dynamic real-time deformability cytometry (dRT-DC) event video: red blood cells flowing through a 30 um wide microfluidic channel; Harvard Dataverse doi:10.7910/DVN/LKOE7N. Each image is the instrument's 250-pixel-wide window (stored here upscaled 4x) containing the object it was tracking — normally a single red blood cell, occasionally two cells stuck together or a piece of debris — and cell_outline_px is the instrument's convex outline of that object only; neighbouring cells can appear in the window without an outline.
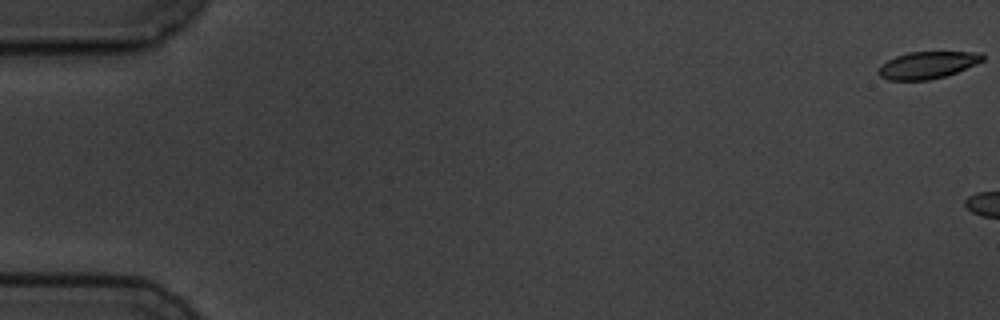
{"species": "common noctule bat (a hibernating species)", "species_latin": "Nyctalus noctula", "temperature_condition": "cold", "stored_images_in_passage": 7, "camera_frame_rate_fps": 3000, "um_per_image_px": 0.085, "animal": {"sex": "male", "body_mass_g": 19.5, "forearm_length_mm": 54.6}, "frame": {"image": 1, "passage_image": 1, "time_ms": 0.0, "image_size_px": [1000, 320], "cell_outline_px": [[984, 60], [976, 64], [956, 72], [944, 76], [928, 80], [888, 80], [880, 76], [876, 72], [880, 64], [896, 56], [908, 52], [980, 52], [984, 56]], "centroid_in_image_um": [78.8, 5.53], "position_along_channel_um": 6.2, "area_um2": 16.42}}
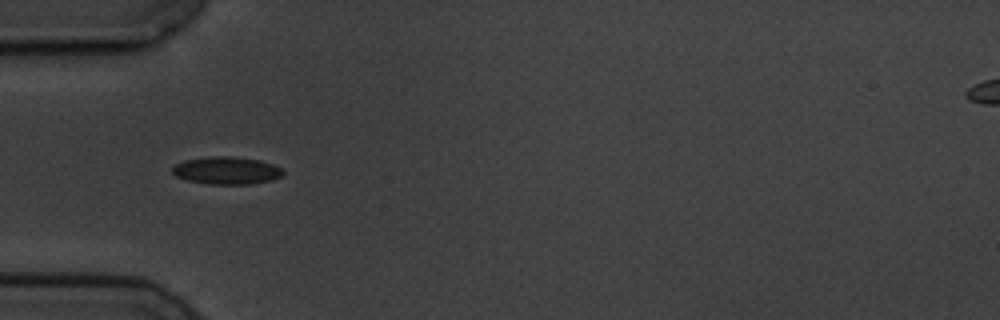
{"frame": {"image": 2, "passage_image": 6, "time_ms": 7.333, "image_size_px": [1000, 320], "cell_outline_px": [[284, 172], [280, 176], [272, 180], [252, 184], [208, 184], [188, 180], [176, 176], [172, 172], [172, 164], [184, 160], [208, 156], [228, 156], [260, 160], [284, 168]], "centroid_in_image_um": [19.24, 14.49], "position_along_channel_um": 65.8, "area_um2": 17.92}}
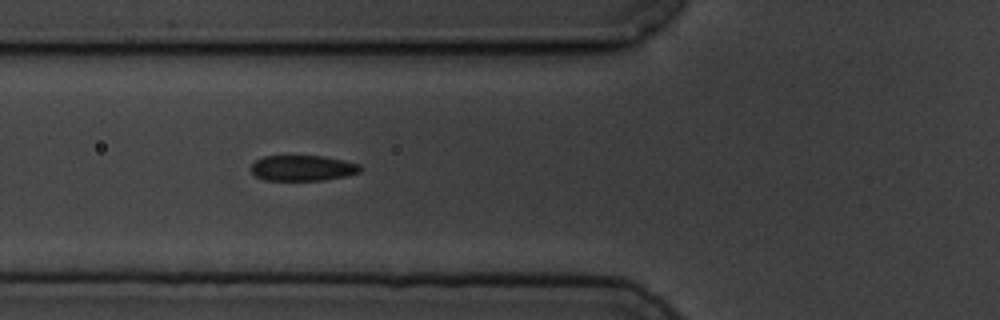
{"frame": {"image": 3, "passage_image": 7, "time_ms": 8.333, "image_size_px": [1000, 320], "cell_outline_px": [[364, 168], [360, 172], [348, 176], [324, 180], [264, 180], [256, 176], [248, 168], [256, 160], [264, 156], [324, 156], [344, 160], [360, 164]], "centroid_in_image_um": [25.75, 14.28], "position_along_channel_um": 100.0, "area_um2": 16.53}}